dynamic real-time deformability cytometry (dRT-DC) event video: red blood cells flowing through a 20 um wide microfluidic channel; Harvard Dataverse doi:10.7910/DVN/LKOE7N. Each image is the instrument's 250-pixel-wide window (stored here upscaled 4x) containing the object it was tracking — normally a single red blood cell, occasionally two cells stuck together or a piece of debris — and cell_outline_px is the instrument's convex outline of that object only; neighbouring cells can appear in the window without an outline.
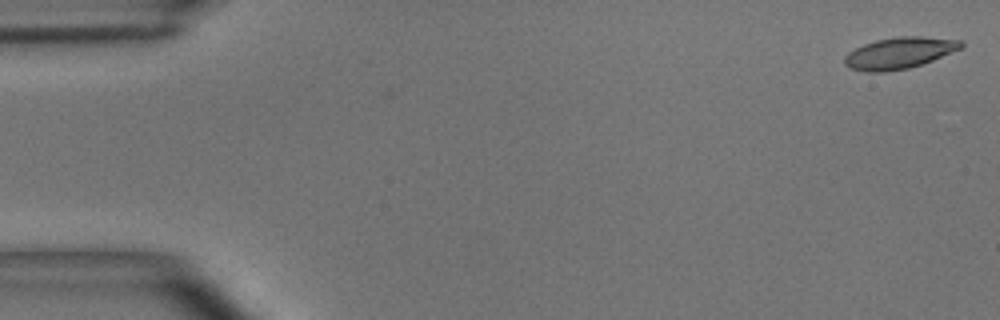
{"species": "common noctule bat (a hibernating species)", "species_latin": "Nyctalus noctula", "temperature_condition": "room temperature", "stored_images_in_passage": 47, "camera_frame_rate_fps": 3000, "um_per_image_px": 0.085, "animal": {"sex": "male", "body_mass_g": 15.6}, "frame": {"image": 1, "passage_image": 1, "time_ms": 0.0, "image_size_px": [1000, 320], "cell_outline_px": [[964, 44], [960, 48], [932, 60], [908, 68], [884, 72], [868, 72], [852, 68], [844, 64], [844, 56], [848, 52], [864, 44], [876, 40], [900, 36], [920, 36], [960, 40]], "centroid_in_image_um": [76.41, 4.5], "position_along_channel_um": 8.6, "area_um2": 20.98}}
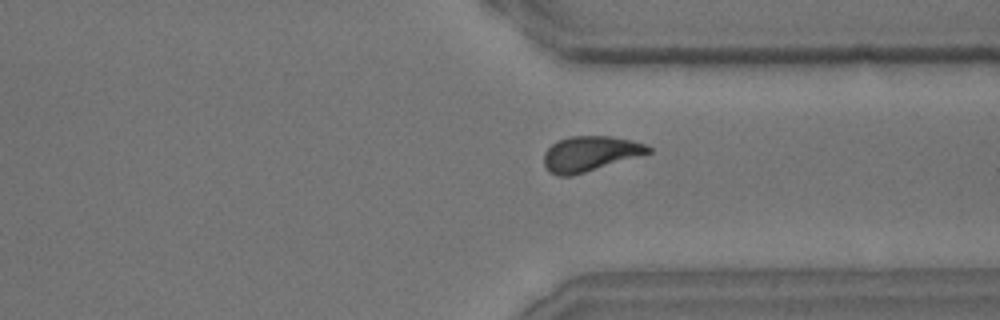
{"frame": {"image": 2, "passage_image": 41, "time_ms": 13.333, "image_size_px": [1000, 320], "cell_outline_px": [[652, 152], [572, 176], [556, 176], [548, 172], [544, 164], [544, 152], [556, 140], [572, 136], [608, 136], [632, 140], [644, 144], [652, 148]], "centroid_in_image_um": [50.11, 13.07], "position_along_channel_um": 361.3, "area_um2": 21.39}}
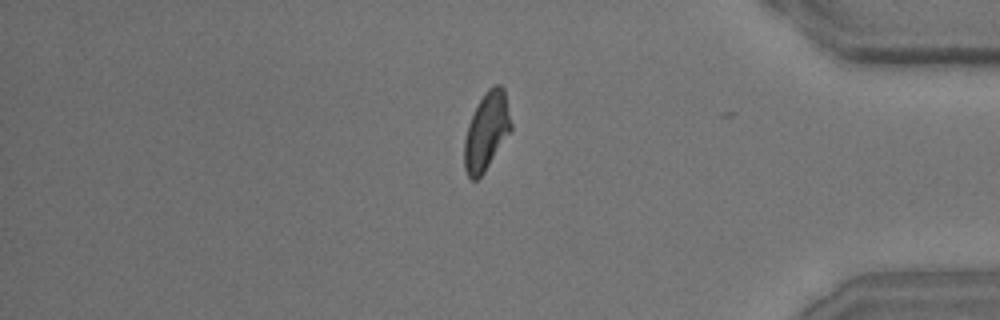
{"frame": {"image": 3, "passage_image": 46, "time_ms": 15.0, "image_size_px": [1000, 320], "cell_outline_px": [[512, 128], [484, 172], [476, 180], [472, 180], [468, 176], [464, 168], [464, 140], [468, 124], [484, 92], [488, 88], [496, 84], [500, 84], [504, 88], [512, 124]], "centroid_in_image_um": [41.35, 11.14], "position_along_channel_um": 393.9, "area_um2": 20.92}, "authors_computed_cell_mechanics": {"area_um2": 21.2704, "velocity_mm_per_s": 3.6284, "shape_relaxation_time_tau1_ms": 6.1781, "shape_relaxation_time_tau2_ms": 2.3497, "deformation_change_tau1": 0.1764, "deformation_change_tau2": 0.0829}}